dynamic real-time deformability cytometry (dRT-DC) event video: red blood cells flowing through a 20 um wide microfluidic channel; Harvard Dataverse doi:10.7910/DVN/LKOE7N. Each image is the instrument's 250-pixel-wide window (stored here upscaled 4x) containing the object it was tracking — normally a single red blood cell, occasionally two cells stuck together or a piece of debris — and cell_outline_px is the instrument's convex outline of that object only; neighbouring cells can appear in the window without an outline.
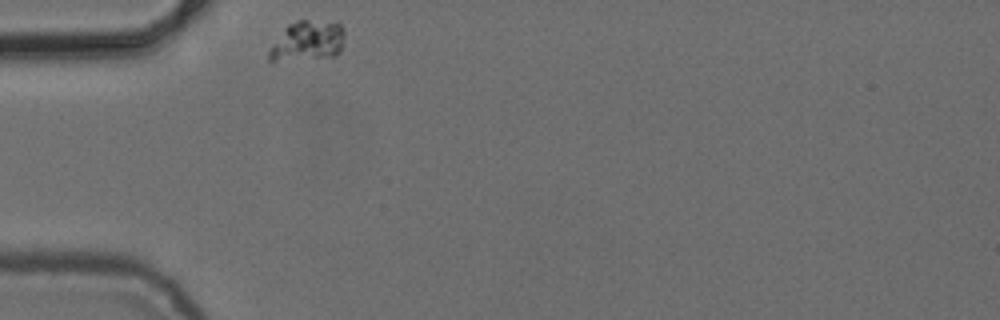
{"species": "common noctule bat (a hibernating species)", "species_latin": "Nyctalus noctula", "temperature_condition": "cold", "stored_images_in_passage": 1, "camera_frame_rate_fps": 3000, "um_per_image_px": 0.085, "animal": {"sex": "female", "body_mass_g": 24.6, "forearm_length_mm": 56.2}, "frame": {"image": 1, "passage_image": 1, "time_ms": 0.0, "image_size_px": [1000, 320], "cell_outline_px": [[344, 44], [340, 52], [336, 56], [276, 60], [268, 60], [268, 52], [272, 44], [284, 28], [288, 24], [296, 20], [340, 20], [344, 28]], "centroid_in_image_um": [26.22, 3.42], "position_along_channel_um": 58.8, "area_um2": 17.98}}